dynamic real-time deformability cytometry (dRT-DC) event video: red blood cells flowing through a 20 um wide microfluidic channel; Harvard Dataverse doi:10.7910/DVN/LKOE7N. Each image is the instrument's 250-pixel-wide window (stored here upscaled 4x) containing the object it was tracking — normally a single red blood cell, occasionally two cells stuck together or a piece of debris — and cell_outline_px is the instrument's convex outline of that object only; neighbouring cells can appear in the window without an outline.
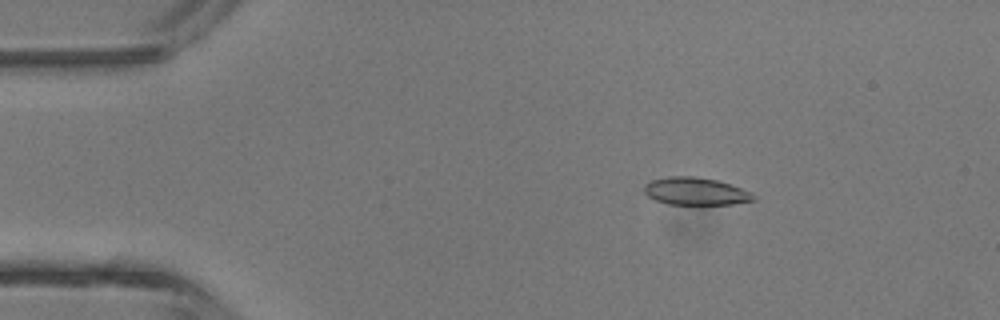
{"species": "common noctule bat (a hibernating species)", "species_latin": "Nyctalus noctula", "temperature_condition": "room temperature", "stored_images_in_passage": 4, "camera_frame_rate_fps": 3000, "um_per_image_px": 0.085, "animal": {"sex": "male", "body_mass_g": 13.3}, "frame": {"image": 1, "passage_image": 2, "time_ms": 2.0, "image_size_px": [1000, 320], "cell_outline_px": [[756, 200], [732, 204], [668, 204], [656, 200], [648, 196], [644, 192], [644, 184], [652, 180], [668, 176], [696, 176], [716, 180], [752, 192], [756, 196]], "centroid_in_image_um": [59.12, 16.26], "position_along_channel_um": 25.9, "area_um2": 17.51}}